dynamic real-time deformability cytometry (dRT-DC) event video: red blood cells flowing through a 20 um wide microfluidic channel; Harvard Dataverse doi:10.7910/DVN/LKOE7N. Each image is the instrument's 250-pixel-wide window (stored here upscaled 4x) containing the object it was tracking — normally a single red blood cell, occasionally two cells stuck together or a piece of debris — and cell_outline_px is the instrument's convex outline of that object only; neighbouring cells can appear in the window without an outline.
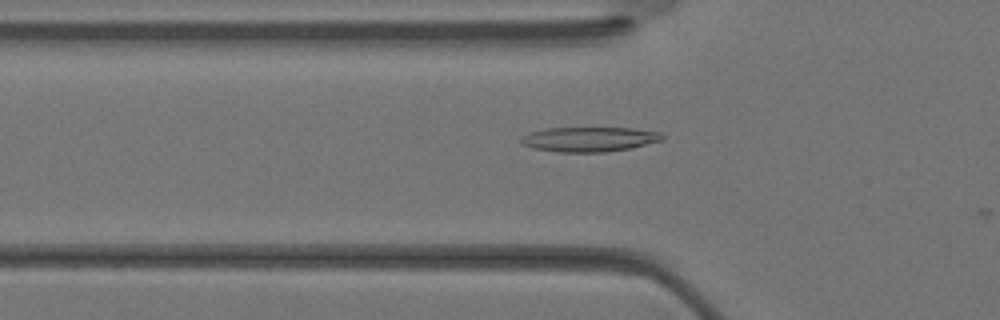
{"species": "Egyptian fruit bat (a non-hibernating species)", "species_latin": "Rousettus aegyptiacus", "temperature_condition": "warm", "stored_images_in_passage": 7, "camera_frame_rate_fps": 3000, "um_per_image_px": 0.085, "animal": {"sex": "female"}, "frame": {"image": 1, "passage_image": 6, "time_ms": 1.667, "image_size_px": [1000, 320], "cell_outline_px": [[664, 140], [632, 148], [604, 152], [556, 152], [532, 148], [520, 144], [520, 136], [528, 132], [544, 128], [632, 128], [664, 132]], "centroid_in_image_um": [50.08, 11.83], "position_along_channel_um": 75.7, "area_um2": 20.81}}